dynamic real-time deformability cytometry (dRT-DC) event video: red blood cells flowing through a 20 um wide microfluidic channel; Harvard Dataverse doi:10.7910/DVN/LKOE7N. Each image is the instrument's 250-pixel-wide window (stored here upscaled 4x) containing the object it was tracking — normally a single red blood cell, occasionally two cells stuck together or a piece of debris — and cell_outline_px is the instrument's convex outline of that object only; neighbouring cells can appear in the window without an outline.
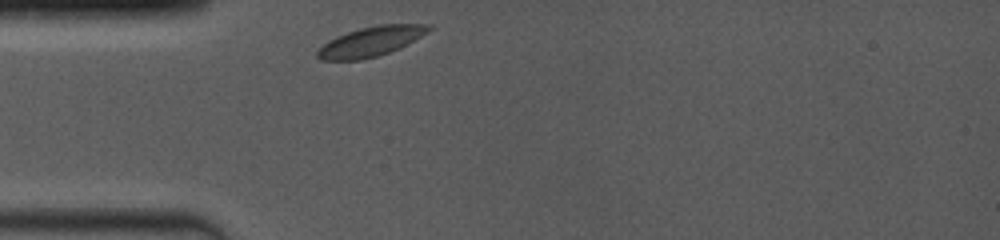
{"species": "common noctule bat (a hibernating species)", "species_latin": "Nyctalus noctula", "temperature_condition": "room temperature", "stored_images_in_passage": 5, "camera_frame_rate_fps": 4000, "um_per_image_px": 0.085, "animal": {"sex": "female", "body_mass_g": 19.0, "forearm_length_mm": 53.3}, "frame": {"image": 1, "passage_image": 1, "time_ms": 0.0, "image_size_px": [1000, 240], "cell_outline_px": [[432, 28], [428, 32], [400, 48], [376, 56], [360, 60], [320, 60], [316, 56], [316, 52], [328, 40], [336, 36], [360, 28], [380, 24], [432, 24]], "centroid_in_image_um": [31.52, 3.52], "position_along_channel_um": 53.5, "area_um2": 19.19}}
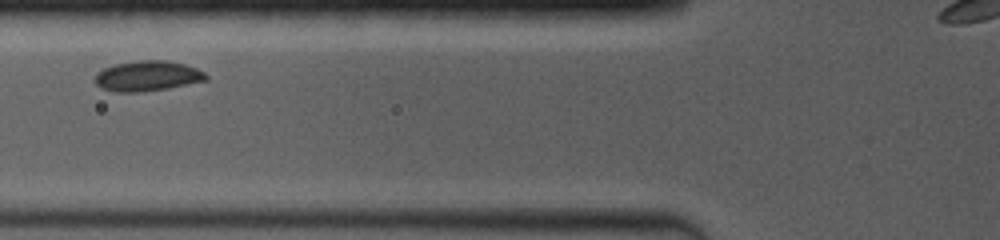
{"frame": {"image": 2, "passage_image": 3, "time_ms": 1.75, "image_size_px": [1000, 240], "cell_outline_px": [[208, 80], [168, 88], [140, 92], [116, 92], [100, 88], [92, 80], [96, 72], [104, 68], [116, 64], [136, 60], [168, 60], [184, 64], [196, 68], [204, 72], [208, 76]], "centroid_in_image_um": [12.5, 6.46], "position_along_channel_um": 113.3, "area_um2": 19.83}}
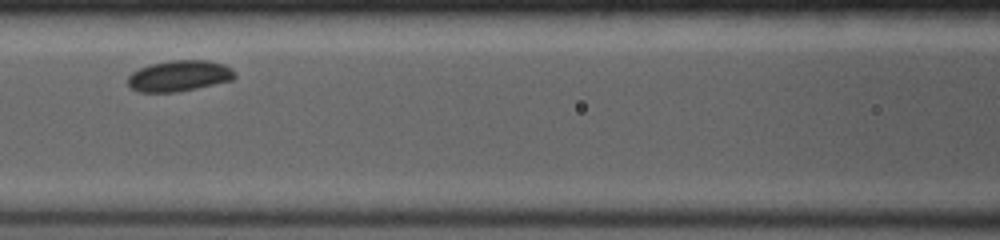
{"frame": {"image": 3, "passage_image": 4, "time_ms": 2.75, "image_size_px": [1000, 240], "cell_outline_px": [[236, 76], [232, 80], [196, 88], [176, 92], [140, 92], [132, 88], [128, 84], [128, 76], [132, 72], [140, 68], [152, 64], [172, 60], [208, 60], [224, 64], [232, 68], [236, 72]], "centroid_in_image_um": [15.26, 6.44], "position_along_channel_um": 151.3, "area_um2": 19.25}}